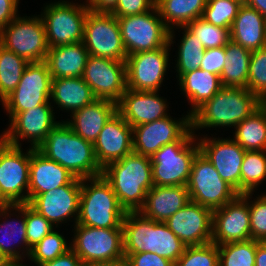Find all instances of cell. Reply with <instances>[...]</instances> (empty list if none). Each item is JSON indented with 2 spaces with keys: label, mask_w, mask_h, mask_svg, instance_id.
<instances>
[{
  "label": "cell",
  "mask_w": 266,
  "mask_h": 266,
  "mask_svg": "<svg viewBox=\"0 0 266 266\" xmlns=\"http://www.w3.org/2000/svg\"><path fill=\"white\" fill-rule=\"evenodd\" d=\"M128 266H175L171 260L159 256L153 252H141L138 254H124Z\"/></svg>",
  "instance_id": "cell-49"
},
{
  "label": "cell",
  "mask_w": 266,
  "mask_h": 266,
  "mask_svg": "<svg viewBox=\"0 0 266 266\" xmlns=\"http://www.w3.org/2000/svg\"><path fill=\"white\" fill-rule=\"evenodd\" d=\"M122 41L128 55L152 51L169 43L170 29L155 6L142 14L117 17Z\"/></svg>",
  "instance_id": "cell-11"
},
{
  "label": "cell",
  "mask_w": 266,
  "mask_h": 266,
  "mask_svg": "<svg viewBox=\"0 0 266 266\" xmlns=\"http://www.w3.org/2000/svg\"><path fill=\"white\" fill-rule=\"evenodd\" d=\"M102 176L110 183L126 212L139 211L147 192L154 186L151 158L134 152L107 164Z\"/></svg>",
  "instance_id": "cell-3"
},
{
  "label": "cell",
  "mask_w": 266,
  "mask_h": 266,
  "mask_svg": "<svg viewBox=\"0 0 266 266\" xmlns=\"http://www.w3.org/2000/svg\"><path fill=\"white\" fill-rule=\"evenodd\" d=\"M82 78L97 99L117 104L127 90L125 61L90 55Z\"/></svg>",
  "instance_id": "cell-19"
},
{
  "label": "cell",
  "mask_w": 266,
  "mask_h": 266,
  "mask_svg": "<svg viewBox=\"0 0 266 266\" xmlns=\"http://www.w3.org/2000/svg\"><path fill=\"white\" fill-rule=\"evenodd\" d=\"M79 1L51 0L41 7L49 48L83 41L84 22L91 9Z\"/></svg>",
  "instance_id": "cell-7"
},
{
  "label": "cell",
  "mask_w": 266,
  "mask_h": 266,
  "mask_svg": "<svg viewBox=\"0 0 266 266\" xmlns=\"http://www.w3.org/2000/svg\"><path fill=\"white\" fill-rule=\"evenodd\" d=\"M117 112V104L110 100L96 99L89 105L73 112L64 120L72 131L94 144L99 133Z\"/></svg>",
  "instance_id": "cell-27"
},
{
  "label": "cell",
  "mask_w": 266,
  "mask_h": 266,
  "mask_svg": "<svg viewBox=\"0 0 266 266\" xmlns=\"http://www.w3.org/2000/svg\"><path fill=\"white\" fill-rule=\"evenodd\" d=\"M266 18L243 3L230 29V40L249 51L265 47Z\"/></svg>",
  "instance_id": "cell-30"
},
{
  "label": "cell",
  "mask_w": 266,
  "mask_h": 266,
  "mask_svg": "<svg viewBox=\"0 0 266 266\" xmlns=\"http://www.w3.org/2000/svg\"><path fill=\"white\" fill-rule=\"evenodd\" d=\"M8 259L5 257V255L0 250V266H2Z\"/></svg>",
  "instance_id": "cell-57"
},
{
  "label": "cell",
  "mask_w": 266,
  "mask_h": 266,
  "mask_svg": "<svg viewBox=\"0 0 266 266\" xmlns=\"http://www.w3.org/2000/svg\"><path fill=\"white\" fill-rule=\"evenodd\" d=\"M126 210L102 176L82 179L77 224L96 228H123Z\"/></svg>",
  "instance_id": "cell-5"
},
{
  "label": "cell",
  "mask_w": 266,
  "mask_h": 266,
  "mask_svg": "<svg viewBox=\"0 0 266 266\" xmlns=\"http://www.w3.org/2000/svg\"><path fill=\"white\" fill-rule=\"evenodd\" d=\"M59 230V228L54 229L31 248L27 258L28 264H31L30 266H38L47 261L54 260L71 249V240L65 237L63 232L60 233Z\"/></svg>",
  "instance_id": "cell-39"
},
{
  "label": "cell",
  "mask_w": 266,
  "mask_h": 266,
  "mask_svg": "<svg viewBox=\"0 0 266 266\" xmlns=\"http://www.w3.org/2000/svg\"><path fill=\"white\" fill-rule=\"evenodd\" d=\"M169 43L152 51L128 55L126 58L127 89L161 91L171 68ZM168 70V71H167ZM167 76V77H166ZM164 81V82H163ZM163 85V86H162Z\"/></svg>",
  "instance_id": "cell-15"
},
{
  "label": "cell",
  "mask_w": 266,
  "mask_h": 266,
  "mask_svg": "<svg viewBox=\"0 0 266 266\" xmlns=\"http://www.w3.org/2000/svg\"><path fill=\"white\" fill-rule=\"evenodd\" d=\"M191 128V116L171 115L132 127L133 152L152 158L164 145L178 141Z\"/></svg>",
  "instance_id": "cell-20"
},
{
  "label": "cell",
  "mask_w": 266,
  "mask_h": 266,
  "mask_svg": "<svg viewBox=\"0 0 266 266\" xmlns=\"http://www.w3.org/2000/svg\"><path fill=\"white\" fill-rule=\"evenodd\" d=\"M27 260H7L2 266H30Z\"/></svg>",
  "instance_id": "cell-56"
},
{
  "label": "cell",
  "mask_w": 266,
  "mask_h": 266,
  "mask_svg": "<svg viewBox=\"0 0 266 266\" xmlns=\"http://www.w3.org/2000/svg\"><path fill=\"white\" fill-rule=\"evenodd\" d=\"M25 149L0 137L1 206L29 203L31 147Z\"/></svg>",
  "instance_id": "cell-9"
},
{
  "label": "cell",
  "mask_w": 266,
  "mask_h": 266,
  "mask_svg": "<svg viewBox=\"0 0 266 266\" xmlns=\"http://www.w3.org/2000/svg\"><path fill=\"white\" fill-rule=\"evenodd\" d=\"M51 82L52 77L45 61L30 62L15 90L1 102L8 120L19 112L51 104Z\"/></svg>",
  "instance_id": "cell-14"
},
{
  "label": "cell",
  "mask_w": 266,
  "mask_h": 266,
  "mask_svg": "<svg viewBox=\"0 0 266 266\" xmlns=\"http://www.w3.org/2000/svg\"><path fill=\"white\" fill-rule=\"evenodd\" d=\"M244 3L256 9L263 17L266 18V0H244Z\"/></svg>",
  "instance_id": "cell-53"
},
{
  "label": "cell",
  "mask_w": 266,
  "mask_h": 266,
  "mask_svg": "<svg viewBox=\"0 0 266 266\" xmlns=\"http://www.w3.org/2000/svg\"><path fill=\"white\" fill-rule=\"evenodd\" d=\"M83 42L49 48L45 62L52 79L82 77L89 57Z\"/></svg>",
  "instance_id": "cell-31"
},
{
  "label": "cell",
  "mask_w": 266,
  "mask_h": 266,
  "mask_svg": "<svg viewBox=\"0 0 266 266\" xmlns=\"http://www.w3.org/2000/svg\"><path fill=\"white\" fill-rule=\"evenodd\" d=\"M250 240L248 193L213 210L211 242L216 245Z\"/></svg>",
  "instance_id": "cell-21"
},
{
  "label": "cell",
  "mask_w": 266,
  "mask_h": 266,
  "mask_svg": "<svg viewBox=\"0 0 266 266\" xmlns=\"http://www.w3.org/2000/svg\"><path fill=\"white\" fill-rule=\"evenodd\" d=\"M96 99L92 89L82 77L52 79L50 103L53 108L55 107L56 114L57 111L59 114L62 111L68 113L69 117Z\"/></svg>",
  "instance_id": "cell-29"
},
{
  "label": "cell",
  "mask_w": 266,
  "mask_h": 266,
  "mask_svg": "<svg viewBox=\"0 0 266 266\" xmlns=\"http://www.w3.org/2000/svg\"><path fill=\"white\" fill-rule=\"evenodd\" d=\"M176 83L190 105L186 111L190 116L223 87L219 75L200 68L183 74Z\"/></svg>",
  "instance_id": "cell-32"
},
{
  "label": "cell",
  "mask_w": 266,
  "mask_h": 266,
  "mask_svg": "<svg viewBox=\"0 0 266 266\" xmlns=\"http://www.w3.org/2000/svg\"><path fill=\"white\" fill-rule=\"evenodd\" d=\"M199 152V144L191 128L178 141L161 147L151 158L154 185L186 186L192 163Z\"/></svg>",
  "instance_id": "cell-6"
},
{
  "label": "cell",
  "mask_w": 266,
  "mask_h": 266,
  "mask_svg": "<svg viewBox=\"0 0 266 266\" xmlns=\"http://www.w3.org/2000/svg\"><path fill=\"white\" fill-rule=\"evenodd\" d=\"M175 266H219L218 245L209 242L202 245L186 246Z\"/></svg>",
  "instance_id": "cell-43"
},
{
  "label": "cell",
  "mask_w": 266,
  "mask_h": 266,
  "mask_svg": "<svg viewBox=\"0 0 266 266\" xmlns=\"http://www.w3.org/2000/svg\"><path fill=\"white\" fill-rule=\"evenodd\" d=\"M203 133L196 136L200 152L213 164L220 177L241 194V166L246 151L231 135L225 138L223 133L222 137L216 133H210L211 136Z\"/></svg>",
  "instance_id": "cell-17"
},
{
  "label": "cell",
  "mask_w": 266,
  "mask_h": 266,
  "mask_svg": "<svg viewBox=\"0 0 266 266\" xmlns=\"http://www.w3.org/2000/svg\"><path fill=\"white\" fill-rule=\"evenodd\" d=\"M232 133L245 151H266V105L236 125Z\"/></svg>",
  "instance_id": "cell-34"
},
{
  "label": "cell",
  "mask_w": 266,
  "mask_h": 266,
  "mask_svg": "<svg viewBox=\"0 0 266 266\" xmlns=\"http://www.w3.org/2000/svg\"><path fill=\"white\" fill-rule=\"evenodd\" d=\"M93 146L96 161L103 169L133 152V129L116 112L104 125Z\"/></svg>",
  "instance_id": "cell-24"
},
{
  "label": "cell",
  "mask_w": 266,
  "mask_h": 266,
  "mask_svg": "<svg viewBox=\"0 0 266 266\" xmlns=\"http://www.w3.org/2000/svg\"><path fill=\"white\" fill-rule=\"evenodd\" d=\"M38 266H85V264L72 249H69L54 260L47 261Z\"/></svg>",
  "instance_id": "cell-51"
},
{
  "label": "cell",
  "mask_w": 266,
  "mask_h": 266,
  "mask_svg": "<svg viewBox=\"0 0 266 266\" xmlns=\"http://www.w3.org/2000/svg\"><path fill=\"white\" fill-rule=\"evenodd\" d=\"M176 31L182 33V37L179 35L180 39H176ZM178 40L176 44V40ZM199 38L193 35L185 26H179L170 30L169 33V46L173 51L176 50L174 58L175 66L174 73H176V79L178 80L183 74L193 71L195 69H199L201 65V61L204 57L203 44L198 40ZM175 43V44H174ZM174 45L176 48H173Z\"/></svg>",
  "instance_id": "cell-33"
},
{
  "label": "cell",
  "mask_w": 266,
  "mask_h": 266,
  "mask_svg": "<svg viewBox=\"0 0 266 266\" xmlns=\"http://www.w3.org/2000/svg\"><path fill=\"white\" fill-rule=\"evenodd\" d=\"M155 3L156 0H112L106 10L116 17L132 16L148 12Z\"/></svg>",
  "instance_id": "cell-47"
},
{
  "label": "cell",
  "mask_w": 266,
  "mask_h": 266,
  "mask_svg": "<svg viewBox=\"0 0 266 266\" xmlns=\"http://www.w3.org/2000/svg\"><path fill=\"white\" fill-rule=\"evenodd\" d=\"M28 64L0 44V103L15 90Z\"/></svg>",
  "instance_id": "cell-37"
},
{
  "label": "cell",
  "mask_w": 266,
  "mask_h": 266,
  "mask_svg": "<svg viewBox=\"0 0 266 266\" xmlns=\"http://www.w3.org/2000/svg\"><path fill=\"white\" fill-rule=\"evenodd\" d=\"M186 186L191 201L212 210L223 207L239 195L201 152L194 158Z\"/></svg>",
  "instance_id": "cell-13"
},
{
  "label": "cell",
  "mask_w": 266,
  "mask_h": 266,
  "mask_svg": "<svg viewBox=\"0 0 266 266\" xmlns=\"http://www.w3.org/2000/svg\"><path fill=\"white\" fill-rule=\"evenodd\" d=\"M37 150L66 168L74 177L85 179L102 175L93 143L75 134L64 120L50 130Z\"/></svg>",
  "instance_id": "cell-2"
},
{
  "label": "cell",
  "mask_w": 266,
  "mask_h": 266,
  "mask_svg": "<svg viewBox=\"0 0 266 266\" xmlns=\"http://www.w3.org/2000/svg\"><path fill=\"white\" fill-rule=\"evenodd\" d=\"M207 0H156L160 17L171 30L200 18Z\"/></svg>",
  "instance_id": "cell-36"
},
{
  "label": "cell",
  "mask_w": 266,
  "mask_h": 266,
  "mask_svg": "<svg viewBox=\"0 0 266 266\" xmlns=\"http://www.w3.org/2000/svg\"><path fill=\"white\" fill-rule=\"evenodd\" d=\"M265 182L266 151H246L241 166V194H256Z\"/></svg>",
  "instance_id": "cell-38"
},
{
  "label": "cell",
  "mask_w": 266,
  "mask_h": 266,
  "mask_svg": "<svg viewBox=\"0 0 266 266\" xmlns=\"http://www.w3.org/2000/svg\"><path fill=\"white\" fill-rule=\"evenodd\" d=\"M74 178L66 168L31 148L29 202L36 195L69 184Z\"/></svg>",
  "instance_id": "cell-26"
},
{
  "label": "cell",
  "mask_w": 266,
  "mask_h": 266,
  "mask_svg": "<svg viewBox=\"0 0 266 266\" xmlns=\"http://www.w3.org/2000/svg\"><path fill=\"white\" fill-rule=\"evenodd\" d=\"M160 93L127 89L117 103V112L131 127L169 116L170 101Z\"/></svg>",
  "instance_id": "cell-23"
},
{
  "label": "cell",
  "mask_w": 266,
  "mask_h": 266,
  "mask_svg": "<svg viewBox=\"0 0 266 266\" xmlns=\"http://www.w3.org/2000/svg\"><path fill=\"white\" fill-rule=\"evenodd\" d=\"M0 44L29 63L45 61L49 46L40 14L21 16L19 13L0 30Z\"/></svg>",
  "instance_id": "cell-10"
},
{
  "label": "cell",
  "mask_w": 266,
  "mask_h": 266,
  "mask_svg": "<svg viewBox=\"0 0 266 266\" xmlns=\"http://www.w3.org/2000/svg\"><path fill=\"white\" fill-rule=\"evenodd\" d=\"M51 104H42L30 110L17 113L10 121L8 127L0 133V137L8 144L22 146L30 143L28 147L35 148L47 138L50 130L61 120ZM27 141V142H26Z\"/></svg>",
  "instance_id": "cell-16"
},
{
  "label": "cell",
  "mask_w": 266,
  "mask_h": 266,
  "mask_svg": "<svg viewBox=\"0 0 266 266\" xmlns=\"http://www.w3.org/2000/svg\"><path fill=\"white\" fill-rule=\"evenodd\" d=\"M82 42L89 55L126 61L117 17L106 9H91L87 13Z\"/></svg>",
  "instance_id": "cell-12"
},
{
  "label": "cell",
  "mask_w": 266,
  "mask_h": 266,
  "mask_svg": "<svg viewBox=\"0 0 266 266\" xmlns=\"http://www.w3.org/2000/svg\"><path fill=\"white\" fill-rule=\"evenodd\" d=\"M259 241L250 239L218 245L219 266H255Z\"/></svg>",
  "instance_id": "cell-40"
},
{
  "label": "cell",
  "mask_w": 266,
  "mask_h": 266,
  "mask_svg": "<svg viewBox=\"0 0 266 266\" xmlns=\"http://www.w3.org/2000/svg\"><path fill=\"white\" fill-rule=\"evenodd\" d=\"M242 4L236 0H207L201 17L214 26L231 29Z\"/></svg>",
  "instance_id": "cell-42"
},
{
  "label": "cell",
  "mask_w": 266,
  "mask_h": 266,
  "mask_svg": "<svg viewBox=\"0 0 266 266\" xmlns=\"http://www.w3.org/2000/svg\"><path fill=\"white\" fill-rule=\"evenodd\" d=\"M247 89L263 103L266 101V48L251 52Z\"/></svg>",
  "instance_id": "cell-44"
},
{
  "label": "cell",
  "mask_w": 266,
  "mask_h": 266,
  "mask_svg": "<svg viewBox=\"0 0 266 266\" xmlns=\"http://www.w3.org/2000/svg\"><path fill=\"white\" fill-rule=\"evenodd\" d=\"M20 0H0V30L19 14Z\"/></svg>",
  "instance_id": "cell-50"
},
{
  "label": "cell",
  "mask_w": 266,
  "mask_h": 266,
  "mask_svg": "<svg viewBox=\"0 0 266 266\" xmlns=\"http://www.w3.org/2000/svg\"><path fill=\"white\" fill-rule=\"evenodd\" d=\"M185 27L203 44L205 49L225 47L230 41V29L214 26L202 17L193 20Z\"/></svg>",
  "instance_id": "cell-41"
},
{
  "label": "cell",
  "mask_w": 266,
  "mask_h": 266,
  "mask_svg": "<svg viewBox=\"0 0 266 266\" xmlns=\"http://www.w3.org/2000/svg\"><path fill=\"white\" fill-rule=\"evenodd\" d=\"M225 56V47L205 49L200 69L220 76L225 64Z\"/></svg>",
  "instance_id": "cell-48"
},
{
  "label": "cell",
  "mask_w": 266,
  "mask_h": 266,
  "mask_svg": "<svg viewBox=\"0 0 266 266\" xmlns=\"http://www.w3.org/2000/svg\"><path fill=\"white\" fill-rule=\"evenodd\" d=\"M190 202L187 186H156L146 195L145 203L139 212L146 218L165 222Z\"/></svg>",
  "instance_id": "cell-28"
},
{
  "label": "cell",
  "mask_w": 266,
  "mask_h": 266,
  "mask_svg": "<svg viewBox=\"0 0 266 266\" xmlns=\"http://www.w3.org/2000/svg\"><path fill=\"white\" fill-rule=\"evenodd\" d=\"M122 227L124 254L153 252L175 263L186 247L164 222L146 218L139 211L126 212Z\"/></svg>",
  "instance_id": "cell-4"
},
{
  "label": "cell",
  "mask_w": 266,
  "mask_h": 266,
  "mask_svg": "<svg viewBox=\"0 0 266 266\" xmlns=\"http://www.w3.org/2000/svg\"><path fill=\"white\" fill-rule=\"evenodd\" d=\"M82 2L90 9H106L112 0H82Z\"/></svg>",
  "instance_id": "cell-54"
},
{
  "label": "cell",
  "mask_w": 266,
  "mask_h": 266,
  "mask_svg": "<svg viewBox=\"0 0 266 266\" xmlns=\"http://www.w3.org/2000/svg\"><path fill=\"white\" fill-rule=\"evenodd\" d=\"M255 266H266V242L257 245Z\"/></svg>",
  "instance_id": "cell-52"
},
{
  "label": "cell",
  "mask_w": 266,
  "mask_h": 266,
  "mask_svg": "<svg viewBox=\"0 0 266 266\" xmlns=\"http://www.w3.org/2000/svg\"><path fill=\"white\" fill-rule=\"evenodd\" d=\"M262 190L256 195L248 192L250 239L266 242V192Z\"/></svg>",
  "instance_id": "cell-45"
},
{
  "label": "cell",
  "mask_w": 266,
  "mask_h": 266,
  "mask_svg": "<svg viewBox=\"0 0 266 266\" xmlns=\"http://www.w3.org/2000/svg\"><path fill=\"white\" fill-rule=\"evenodd\" d=\"M87 266H128V263L125 258H122L120 260L113 261V262L96 263V264H91Z\"/></svg>",
  "instance_id": "cell-55"
},
{
  "label": "cell",
  "mask_w": 266,
  "mask_h": 266,
  "mask_svg": "<svg viewBox=\"0 0 266 266\" xmlns=\"http://www.w3.org/2000/svg\"><path fill=\"white\" fill-rule=\"evenodd\" d=\"M25 221L26 238L30 249L38 244L47 234L56 229L52 223L34 210L28 203H25Z\"/></svg>",
  "instance_id": "cell-46"
},
{
  "label": "cell",
  "mask_w": 266,
  "mask_h": 266,
  "mask_svg": "<svg viewBox=\"0 0 266 266\" xmlns=\"http://www.w3.org/2000/svg\"><path fill=\"white\" fill-rule=\"evenodd\" d=\"M81 186L82 179L75 177L67 185L36 195L28 204L56 228L65 223L71 228L79 214Z\"/></svg>",
  "instance_id": "cell-18"
},
{
  "label": "cell",
  "mask_w": 266,
  "mask_h": 266,
  "mask_svg": "<svg viewBox=\"0 0 266 266\" xmlns=\"http://www.w3.org/2000/svg\"><path fill=\"white\" fill-rule=\"evenodd\" d=\"M71 228V249L85 266L125 258L123 228H96L77 223Z\"/></svg>",
  "instance_id": "cell-8"
},
{
  "label": "cell",
  "mask_w": 266,
  "mask_h": 266,
  "mask_svg": "<svg viewBox=\"0 0 266 266\" xmlns=\"http://www.w3.org/2000/svg\"><path fill=\"white\" fill-rule=\"evenodd\" d=\"M225 54L220 75L222 86L247 88L251 51L230 40L225 46Z\"/></svg>",
  "instance_id": "cell-35"
},
{
  "label": "cell",
  "mask_w": 266,
  "mask_h": 266,
  "mask_svg": "<svg viewBox=\"0 0 266 266\" xmlns=\"http://www.w3.org/2000/svg\"><path fill=\"white\" fill-rule=\"evenodd\" d=\"M263 104L247 88L223 86L191 115L192 132L199 136V131L202 129V131L212 129L219 132L220 128H224V131H229Z\"/></svg>",
  "instance_id": "cell-1"
},
{
  "label": "cell",
  "mask_w": 266,
  "mask_h": 266,
  "mask_svg": "<svg viewBox=\"0 0 266 266\" xmlns=\"http://www.w3.org/2000/svg\"><path fill=\"white\" fill-rule=\"evenodd\" d=\"M26 234L25 204L0 206V250L8 260H27Z\"/></svg>",
  "instance_id": "cell-25"
},
{
  "label": "cell",
  "mask_w": 266,
  "mask_h": 266,
  "mask_svg": "<svg viewBox=\"0 0 266 266\" xmlns=\"http://www.w3.org/2000/svg\"><path fill=\"white\" fill-rule=\"evenodd\" d=\"M164 223L185 246L211 242L213 210L191 200Z\"/></svg>",
  "instance_id": "cell-22"
}]
</instances>
